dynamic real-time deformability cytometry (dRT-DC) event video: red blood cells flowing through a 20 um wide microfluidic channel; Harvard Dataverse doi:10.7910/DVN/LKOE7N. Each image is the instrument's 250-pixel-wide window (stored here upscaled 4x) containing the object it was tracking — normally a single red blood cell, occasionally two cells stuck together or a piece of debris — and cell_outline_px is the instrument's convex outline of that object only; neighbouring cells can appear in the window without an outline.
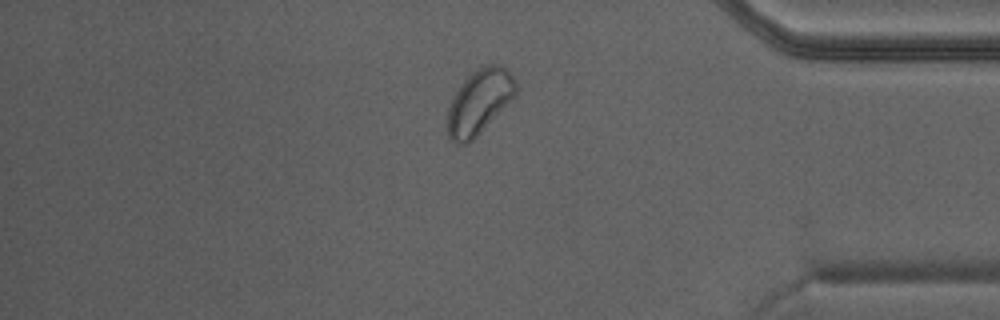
{"species": "Egyptian fruit bat (a non-hibernating species)", "species_latin": "Rousettus aegyptiacus", "temperature_condition": "warm", "stored_images_in_passage": 27, "camera_frame_rate_fps": 3000, "um_per_image_px": 0.085, "animal": {"sex": "male"}, "frame": {"image": 1, "passage_image": 26, "time_ms": 8.333, "image_size_px": [1000, 320], "cell_outline_px": [[516, 92], [480, 132], [468, 144], [456, 144], [448, 136], [448, 108], [452, 96], [460, 84], [480, 64], [500, 64], [516, 80]], "centroid_in_image_um": [40.69, 8.62], "position_along_channel_um": 394.5, "area_um2": 25.26}}